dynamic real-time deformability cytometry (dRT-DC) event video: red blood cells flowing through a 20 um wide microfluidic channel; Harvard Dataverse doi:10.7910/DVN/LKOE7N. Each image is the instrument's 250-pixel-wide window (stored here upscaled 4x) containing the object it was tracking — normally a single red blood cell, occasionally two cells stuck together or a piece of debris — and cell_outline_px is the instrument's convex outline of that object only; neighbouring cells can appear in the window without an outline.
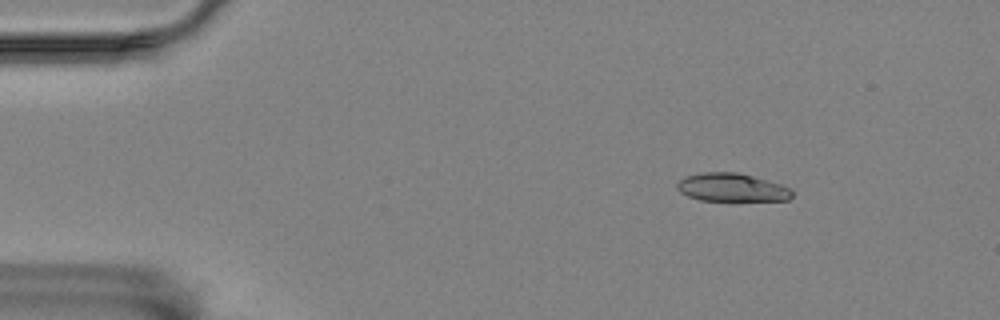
{"species": "Egyptian fruit bat (a non-hibernating species)", "species_latin": "Rousettus aegyptiacus", "temperature_condition": "room temperature", "stored_images_in_passage": 3, "camera_frame_rate_fps": 3000, "um_per_image_px": 0.085, "animal": {"sex": "female"}, "frame": {"image": 1, "passage_image": 1, "time_ms": 0.0, "image_size_px": [1000, 320], "cell_outline_px": [[792, 196], [788, 200], [700, 200], [688, 196], [680, 192], [676, 188], [676, 184], [684, 176], [704, 172], [736, 172], [752, 176], [780, 184], [788, 188], [792, 192]], "centroid_in_image_um": [62.15, 15.93], "position_along_channel_um": 22.9, "area_um2": 18.67}}